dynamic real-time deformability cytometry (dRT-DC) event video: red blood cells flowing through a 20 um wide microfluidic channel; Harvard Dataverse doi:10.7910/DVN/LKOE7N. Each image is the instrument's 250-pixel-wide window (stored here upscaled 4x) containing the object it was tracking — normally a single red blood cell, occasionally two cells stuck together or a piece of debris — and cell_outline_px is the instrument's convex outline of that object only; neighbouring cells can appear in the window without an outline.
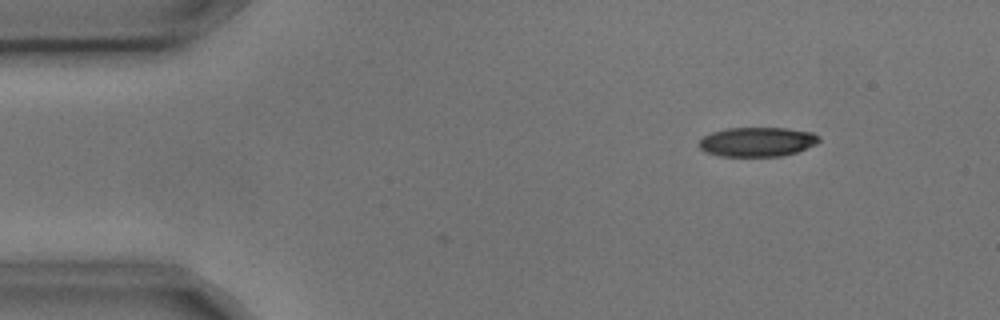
{"species": "common noctule bat (a hibernating species)", "species_latin": "Nyctalus noctula", "temperature_condition": "cold", "stored_images_in_passage": 3, "camera_frame_rate_fps": 3000, "um_per_image_px": 0.085, "animal": {"sex": "male", "body_mass_g": 17.9, "forearm_length_mm": 54.2}, "frame": {"image": 1, "passage_image": 1, "time_ms": 0.0, "image_size_px": [1000, 320], "cell_outline_px": [[820, 140], [816, 144], [796, 152], [780, 156], [720, 156], [708, 152], [700, 148], [700, 140], [704, 136], [712, 132], [728, 128], [788, 128], [812, 132], [820, 136]], "centroid_in_image_um": [64.4, 12.05], "position_along_channel_um": 20.6, "area_um2": 20.4}}
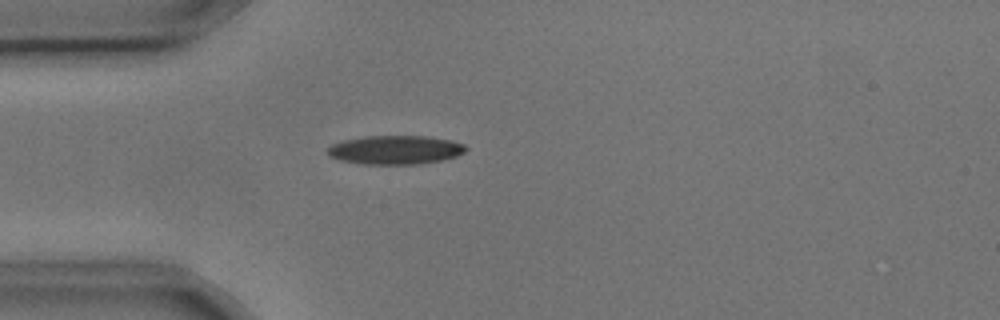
{"frame": {"image": 2, "passage_image": 3, "time_ms": 0.667, "image_size_px": [1000, 320], "cell_outline_px": [[468, 148], [464, 152], [456, 156], [440, 160], [420, 164], [364, 164], [340, 160], [328, 156], [328, 148], [332, 144], [344, 140], [364, 136], [428, 136], [452, 140], [464, 144]], "centroid_in_image_um": [33.61, 12.73], "position_along_channel_um": 51.4, "area_um2": 23.24}}